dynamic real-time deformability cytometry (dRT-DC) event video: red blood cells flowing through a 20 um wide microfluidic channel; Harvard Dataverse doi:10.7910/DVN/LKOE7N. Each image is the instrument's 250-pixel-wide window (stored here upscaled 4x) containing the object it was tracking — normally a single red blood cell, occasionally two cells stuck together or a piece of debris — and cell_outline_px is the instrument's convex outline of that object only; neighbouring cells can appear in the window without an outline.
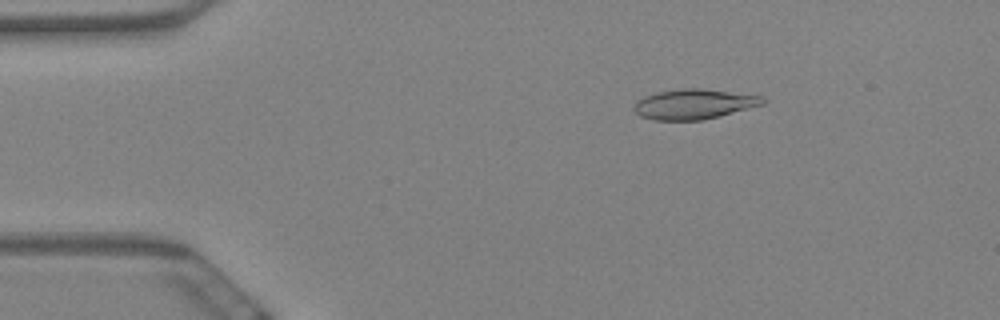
{"species": "Egyptian fruit bat (a non-hibernating species)", "species_latin": "Rousettus aegyptiacus", "temperature_condition": "warm", "stored_images_in_passage": 60, "camera_frame_rate_fps": 3000, "um_per_image_px": 0.085, "animal": {"sex": "female"}, "frame": {"image": 1, "passage_image": 10, "time_ms": 3.0, "image_size_px": [1000, 320], "cell_outline_px": [[768, 100], [764, 104], [720, 116], [704, 120], [652, 120], [640, 116], [632, 108], [636, 100], [644, 96], [656, 92], [680, 88], [700, 88], [764, 96]], "centroid_in_image_um": [58.98, 8.85], "position_along_channel_um": 26.0, "area_um2": 22.83}}
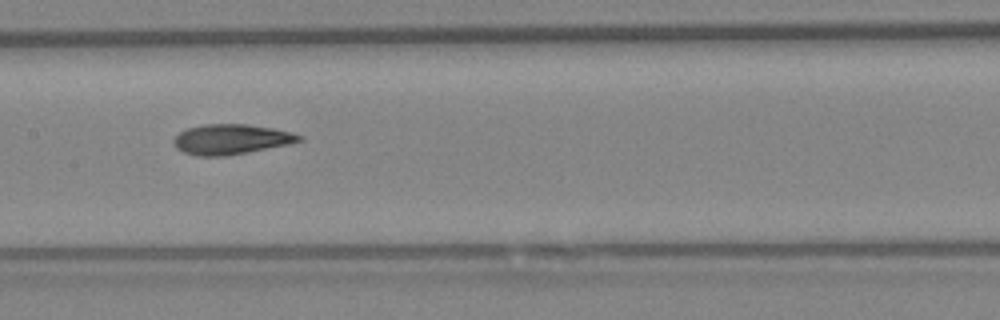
{"frame": {"image": 2, "passage_image": 30, "time_ms": 9.667, "image_size_px": [1000, 320], "cell_outline_px": [[304, 140], [288, 144], [248, 152], [224, 156], [196, 156], [184, 152], [176, 148], [172, 140], [180, 132], [188, 128], [204, 124], [248, 124], [272, 128], [292, 132], [304, 136]], "centroid_in_image_um": [19.65, 11.84], "position_along_channel_um": 187.7, "area_um2": 22.02}}
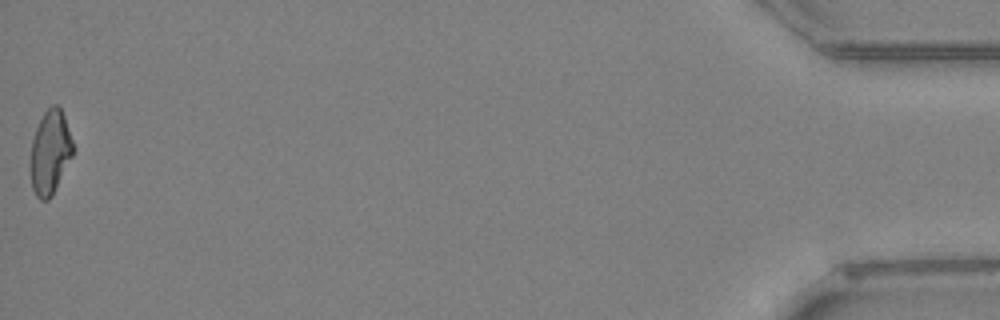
{"frame": {"image": 3, "passage_image": 60, "time_ms": 19.667, "image_size_px": [1000, 320], "cell_outline_px": [[76, 148], [52, 196], [48, 200], [40, 200], [36, 196], [32, 188], [32, 140], [36, 128], [44, 112], [52, 104], [56, 104], [60, 108], [64, 116]], "centroid_in_image_um": [4.3, 12.93], "position_along_channel_um": 430.9, "area_um2": 20.58}, "authors_computed_cell_mechanics": {"area_um2": 21.8484, "velocity_mm_per_s": 3.4187, "shape_relaxation_time_tau1_ms": 9.7722, "shape_relaxation_time_tau2_ms": 4.2604, "deformation_change_tau1": 0.2294, "deformation_change_tau2": 0.1096}}